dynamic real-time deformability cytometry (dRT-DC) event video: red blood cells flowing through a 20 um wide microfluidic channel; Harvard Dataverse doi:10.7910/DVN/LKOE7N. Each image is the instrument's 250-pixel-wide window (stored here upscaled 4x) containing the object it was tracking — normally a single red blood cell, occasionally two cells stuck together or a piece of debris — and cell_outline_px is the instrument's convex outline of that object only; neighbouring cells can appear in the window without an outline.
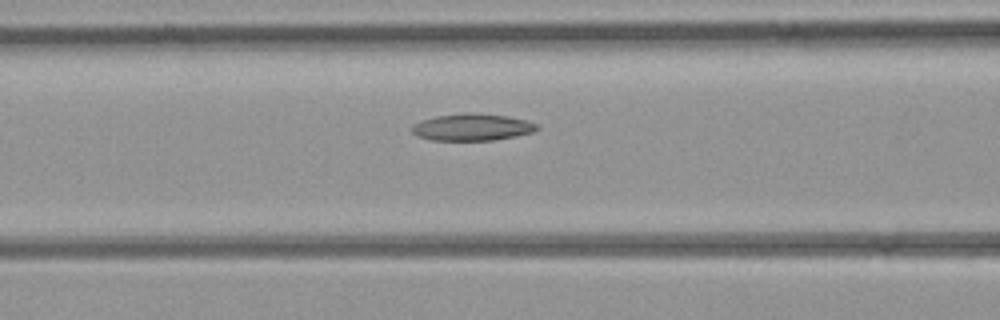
{"species": "common noctule bat (a hibernating species)", "species_latin": "Nyctalus noctula", "temperature_condition": "room temperature", "stored_images_in_passage": 24, "camera_frame_rate_fps": 3000, "um_per_image_px": 0.085, "animal": {"sex": "female", "body_mass_g": 21.9}, "frame": {"image": 1, "passage_image": 6, "time_ms": 1.667, "image_size_px": [1000, 320], "cell_outline_px": [[540, 128], [532, 132], [516, 136], [492, 140], [432, 140], [416, 136], [412, 132], [412, 124], [420, 120], [436, 116], [472, 112], [476, 112], [508, 116], [528, 120], [540, 124]], "centroid_in_image_um": [40.16, 10.8], "position_along_channel_um": 126.4, "area_um2": 19.88}}
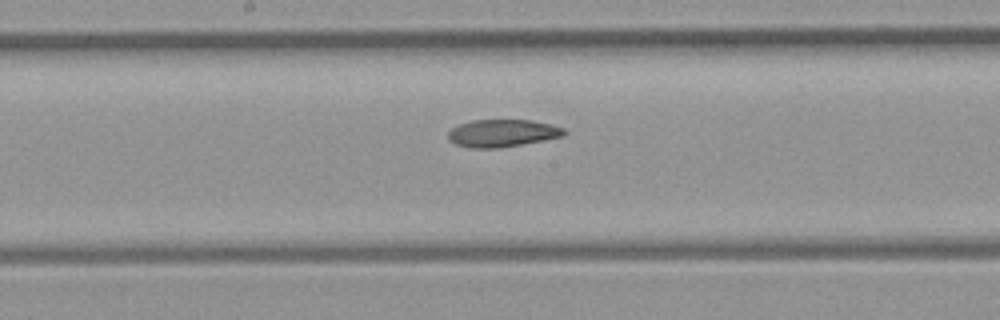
{"frame": {"image": 2, "passage_image": 11, "time_ms": 3.333, "image_size_px": [1000, 320], "cell_outline_px": [[568, 132], [564, 136], [520, 144], [496, 148], [468, 148], [456, 144], [448, 140], [448, 132], [452, 128], [460, 124], [472, 120], [532, 120], [564, 128]], "centroid_in_image_um": [42.68, 11.32], "position_along_channel_um": 205.5, "area_um2": 18.44}}
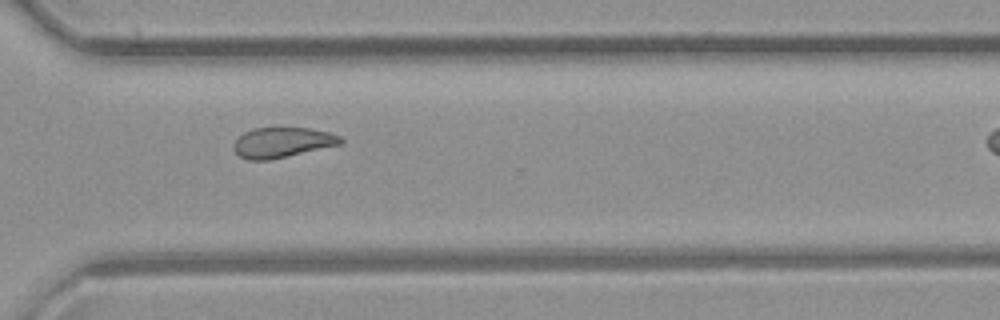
{"frame": {"image": 3, "passage_image": 20, "time_ms": 6.333, "image_size_px": [1000, 320], "cell_outline_px": [[344, 140], [340, 144], [268, 160], [248, 160], [240, 156], [232, 148], [232, 144], [244, 132], [256, 128], [308, 128], [328, 132], [340, 136]], "centroid_in_image_um": [23.96, 12.1], "position_along_channel_um": 346.6, "area_um2": 18.5}}